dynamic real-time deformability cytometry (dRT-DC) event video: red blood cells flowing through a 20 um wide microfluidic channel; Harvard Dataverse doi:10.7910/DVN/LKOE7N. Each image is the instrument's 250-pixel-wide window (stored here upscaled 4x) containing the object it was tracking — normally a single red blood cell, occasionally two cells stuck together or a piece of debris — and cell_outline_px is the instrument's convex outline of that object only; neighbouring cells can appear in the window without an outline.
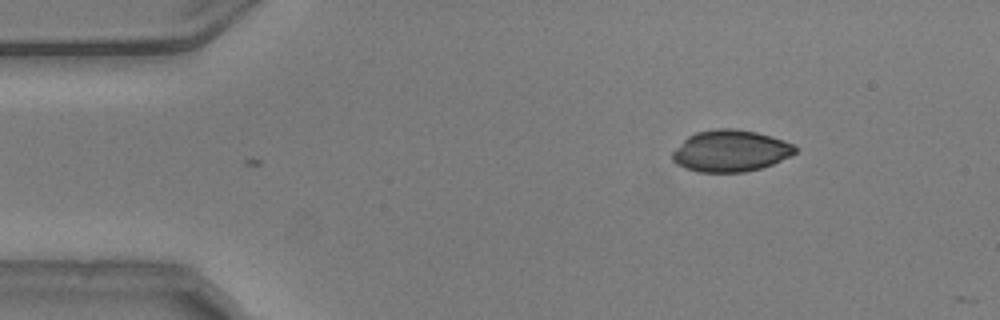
{"species": "common noctule bat (a hibernating species)", "species_latin": "Nyctalus noctula", "temperature_condition": "warm", "stored_images_in_passage": 3, "camera_frame_rate_fps": 3000, "um_per_image_px": 0.085, "animal": {"sex": "male", "body_mass_g": 20.5, "forearm_length_mm": 52.5}, "frame": {"image": 1, "passage_image": 3, "time_ms": 0.667, "image_size_px": [1000, 320], "cell_outline_px": [[796, 152], [792, 156], [772, 164], [760, 168], [744, 172], [696, 172], [684, 168], [676, 164], [672, 160], [672, 152], [688, 136], [696, 132], [716, 128], [736, 128], [756, 132], [772, 136], [784, 140], [792, 144], [796, 148]], "centroid_in_image_um": [62.09, 12.82], "position_along_channel_um": 22.9, "area_um2": 29.94}}